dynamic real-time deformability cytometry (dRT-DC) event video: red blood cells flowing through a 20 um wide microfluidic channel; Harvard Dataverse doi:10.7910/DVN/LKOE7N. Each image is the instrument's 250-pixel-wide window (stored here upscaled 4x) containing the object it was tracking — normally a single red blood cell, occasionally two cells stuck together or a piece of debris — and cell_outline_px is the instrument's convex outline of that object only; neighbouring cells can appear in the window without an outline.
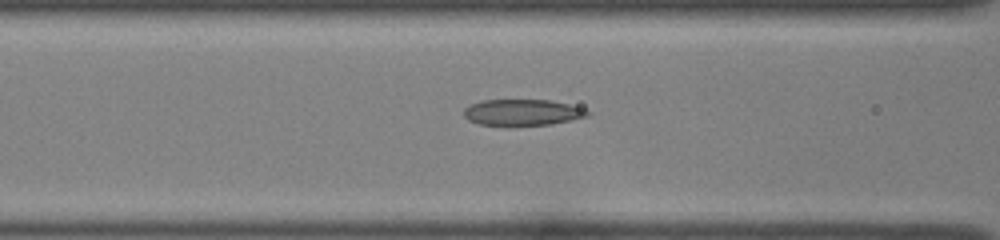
{"species": "common noctule bat (a hibernating species)", "species_latin": "Nyctalus noctula", "temperature_condition": "room temperature", "stored_images_in_passage": 30, "camera_frame_rate_fps": 3000, "um_per_image_px": 0.085, "animal": {"sex": "female", "body_mass_g": 22.0, "forearm_length_mm": 56.7}, "frame": {"image": 1, "passage_image": 5, "time_ms": 1.333, "image_size_px": [1000, 240], "cell_outline_px": [[592, 112], [588, 116], [572, 120], [552, 124], [508, 128], [480, 124], [468, 120], [464, 116], [464, 108], [468, 104], [480, 100], [548, 100], [568, 104], [584, 108]], "centroid_in_image_um": [44.37, 9.59], "position_along_channel_um": 122.2, "area_um2": 19.71}}
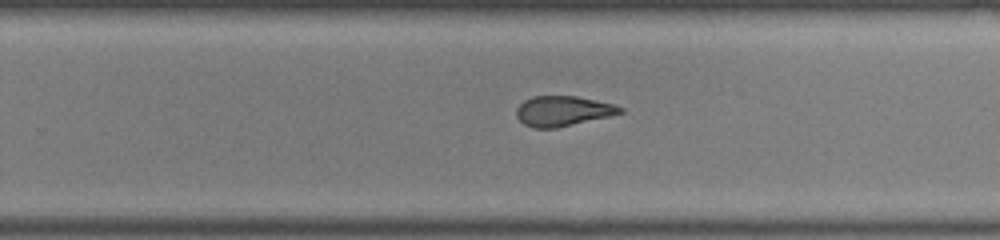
{"frame": {"image": 2, "passage_image": 17, "time_ms": 5.333, "image_size_px": [1000, 240], "cell_outline_px": [[624, 112], [608, 116], [556, 128], [532, 128], [524, 124], [516, 116], [516, 108], [524, 100], [532, 96], [576, 96], [612, 104], [624, 108]], "centroid_in_image_um": [47.8, 9.43], "position_along_channel_um": 282.0, "area_um2": 18.03}}
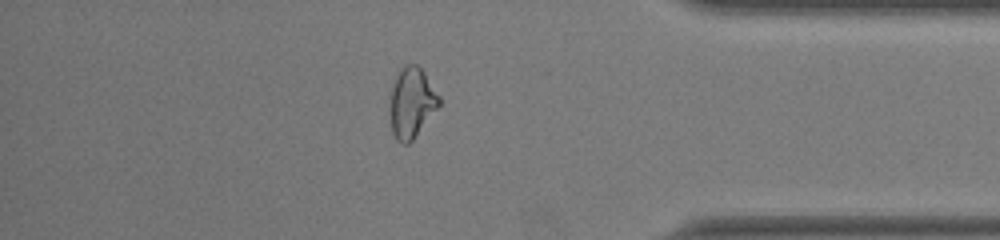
{"frame": {"image": 3, "passage_image": 27, "time_ms": 8.667, "image_size_px": [1000, 240], "cell_outline_px": [[440, 104], [412, 140], [408, 144], [400, 144], [396, 140], [392, 132], [388, 104], [388, 96], [392, 84], [396, 76], [404, 64], [416, 64], [424, 72], [440, 96]], "centroid_in_image_um": [34.94, 8.72], "position_along_channel_um": 400.3, "area_um2": 20.4}}